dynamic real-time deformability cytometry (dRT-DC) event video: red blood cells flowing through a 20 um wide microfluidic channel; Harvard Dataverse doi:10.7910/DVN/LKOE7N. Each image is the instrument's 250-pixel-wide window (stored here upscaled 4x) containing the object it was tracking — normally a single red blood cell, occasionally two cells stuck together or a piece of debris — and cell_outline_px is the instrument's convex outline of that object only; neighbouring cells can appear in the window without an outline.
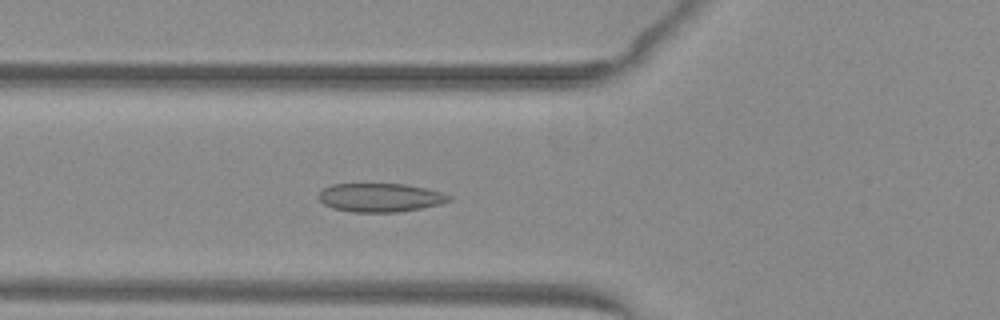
{"species": "common noctule bat (a hibernating species)", "species_latin": "Nyctalus noctula", "temperature_condition": "warm", "stored_images_in_passage": 28, "camera_frame_rate_fps": 3000, "um_per_image_px": 0.085, "animal": {"sex": "female", "body_mass_g": 29.2, "forearm_length_mm": 56.3}, "frame": {"image": 1, "passage_image": 8, "time_ms": 2.333, "image_size_px": [1000, 320], "cell_outline_px": [[452, 200], [440, 204], [420, 208], [396, 212], [352, 212], [332, 208], [324, 204], [320, 200], [320, 192], [324, 188], [332, 184], [404, 184], [428, 188], [444, 192], [452, 196]], "centroid_in_image_um": [32.37, 16.79], "position_along_channel_um": 93.4, "area_um2": 21.79}}
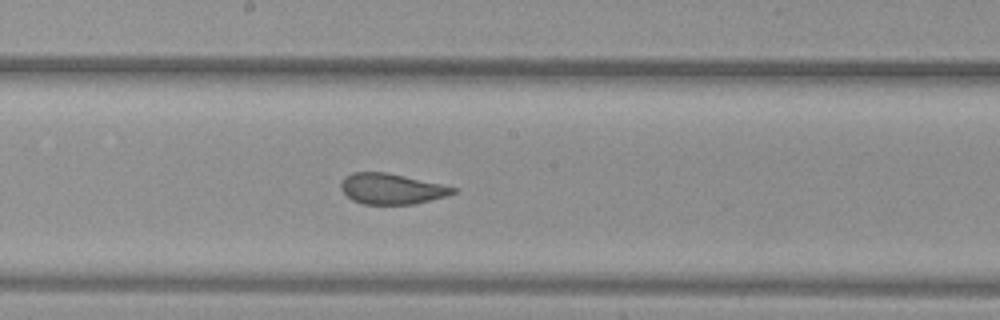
{"frame": {"image": 2, "passage_image": 17, "time_ms": 5.333, "image_size_px": [1000, 320], "cell_outline_px": [[456, 192], [448, 196], [416, 204], [364, 204], [352, 200], [340, 188], [340, 184], [344, 176], [352, 172], [384, 172], [440, 184], [456, 188]], "centroid_in_image_um": [33.26, 16.06], "position_along_channel_um": 214.9, "area_um2": 19.88}}
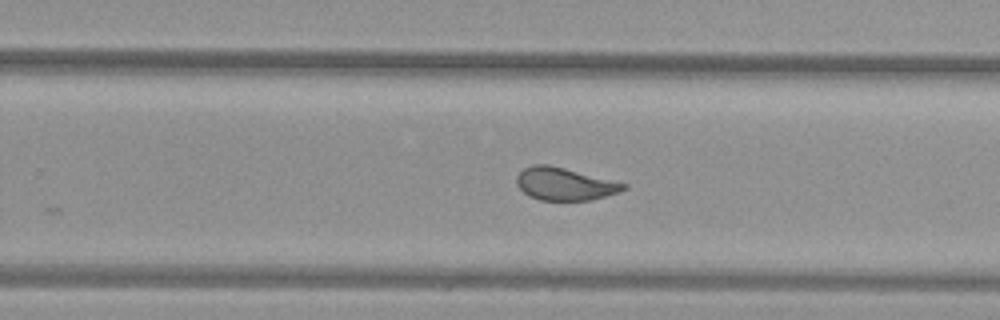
{"frame": {"image": 3, "passage_image": 22, "time_ms": 7.0, "image_size_px": [1000, 320], "cell_outline_px": [[628, 188], [620, 192], [592, 200], [540, 200], [528, 196], [516, 184], [516, 176], [524, 168], [532, 164], [548, 164], [628, 184]], "centroid_in_image_um": [47.99, 15.64], "position_along_channel_um": 281.8, "area_um2": 20.35}}